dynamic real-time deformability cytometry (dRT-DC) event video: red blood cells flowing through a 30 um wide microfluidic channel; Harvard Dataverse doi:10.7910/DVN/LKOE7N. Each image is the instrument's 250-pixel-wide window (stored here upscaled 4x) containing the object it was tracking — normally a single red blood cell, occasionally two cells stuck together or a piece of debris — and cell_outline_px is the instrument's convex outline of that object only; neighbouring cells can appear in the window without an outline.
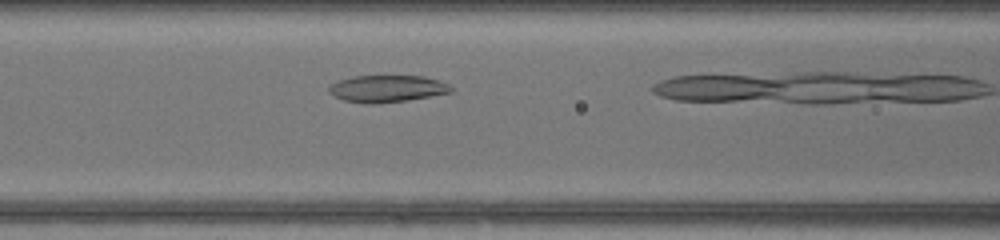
{"species": "common noctule bat (a hibernating species)", "species_latin": "Nyctalus noctula", "temperature_condition": "warm", "stored_images_in_passage": 8, "camera_frame_rate_fps": 3000, "um_per_image_px": 0.085, "animal": {"sex": "female", "body_mass_g": 17.0, "forearm_length_mm": 48.0}, "frame": {"image": 1, "passage_image": 5, "time_ms": 1.333, "image_size_px": [1000, 240], "cell_outline_px": [[452, 92], [408, 100], [376, 104], [364, 104], [344, 100], [332, 96], [328, 92], [328, 84], [352, 76], [424, 76], [440, 80], [448, 84], [452, 88]], "centroid_in_image_um": [32.85, 7.54], "position_along_channel_um": 133.7, "area_um2": 19.42}}